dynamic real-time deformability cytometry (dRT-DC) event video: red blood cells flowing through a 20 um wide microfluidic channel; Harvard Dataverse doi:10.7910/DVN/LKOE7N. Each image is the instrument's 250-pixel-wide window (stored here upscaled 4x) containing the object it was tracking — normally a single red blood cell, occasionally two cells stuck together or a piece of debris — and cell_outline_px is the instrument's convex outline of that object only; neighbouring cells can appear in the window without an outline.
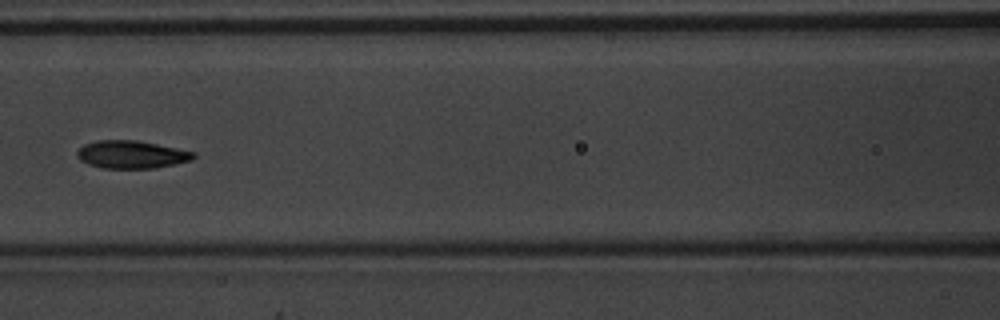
{"species": "common noctule bat (a hibernating species)", "species_latin": "Nyctalus noctula", "temperature_condition": "warm", "stored_images_in_passage": 8, "camera_frame_rate_fps": 3000, "um_per_image_px": 0.085, "animal": {"sex": "male", "body_mass_g": 20.1, "forearm_length_mm": 53.5}, "frame": {"image": 1, "passage_image": 7, "time_ms": 2.0, "image_size_px": [1000, 320], "cell_outline_px": [[196, 156], [192, 160], [156, 168], [104, 168], [88, 164], [80, 160], [76, 156], [76, 152], [84, 144], [96, 140], [136, 140], [196, 152]], "centroid_in_image_um": [11.17, 13.13], "position_along_channel_um": 155.4, "area_um2": 18.84}}
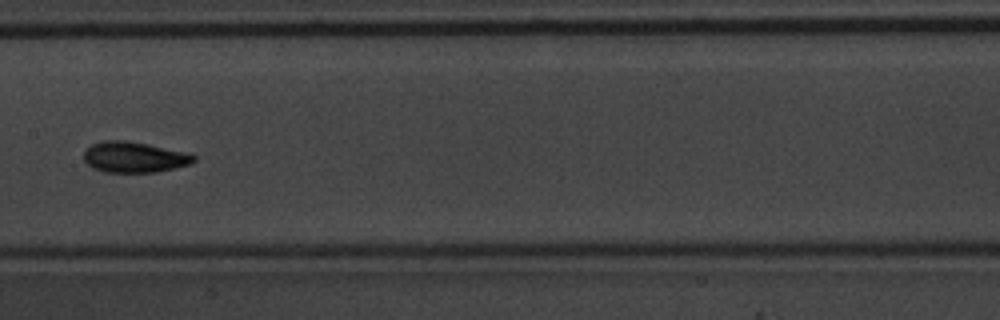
{"frame": {"image": 2, "passage_image": 8, "time_ms": 2.333, "image_size_px": [1000, 320], "cell_outline_px": [[196, 160], [192, 164], [156, 172], [104, 172], [92, 168], [84, 160], [84, 152], [92, 144], [104, 140], [124, 140], [148, 144], [184, 152], [196, 156]], "centroid_in_image_um": [11.4, 13.36], "position_along_channel_um": 196.0, "area_um2": 19.65}}